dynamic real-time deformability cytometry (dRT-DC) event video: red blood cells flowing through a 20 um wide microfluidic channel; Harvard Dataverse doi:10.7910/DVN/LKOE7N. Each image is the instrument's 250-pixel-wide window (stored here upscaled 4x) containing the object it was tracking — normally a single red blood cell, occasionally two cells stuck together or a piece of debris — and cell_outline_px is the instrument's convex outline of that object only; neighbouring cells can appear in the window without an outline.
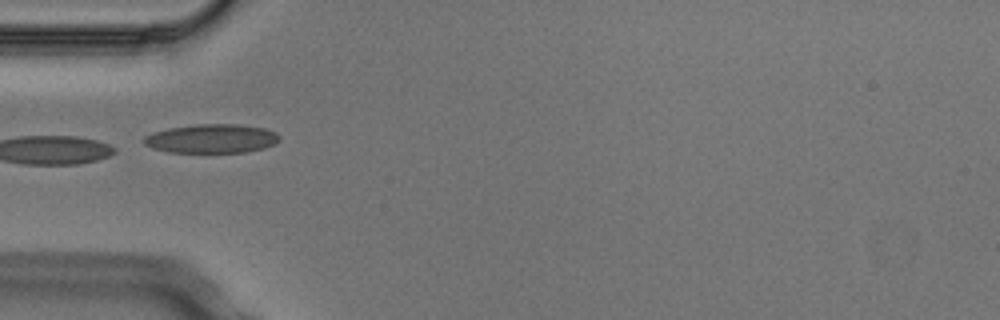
{"species": "Egyptian fruit bat (a non-hibernating species)", "species_latin": "Rousettus aegyptiacus", "temperature_condition": "cold", "stored_images_in_passage": 7, "camera_frame_rate_fps": 3000, "um_per_image_px": 0.085, "animal": {"sex": "male"}, "frame": {"image": 1, "passage_image": 4, "time_ms": 1.0, "image_size_px": [1000, 320], "cell_outline_px": [[280, 140], [276, 144], [264, 148], [248, 152], [168, 152], [152, 148], [144, 144], [140, 140], [144, 136], [152, 132], [168, 128], [196, 124], [236, 124], [264, 128], [276, 132], [280, 136]], "centroid_in_image_um": [17.97, 11.78], "position_along_channel_um": 67.0, "area_um2": 23.12}}
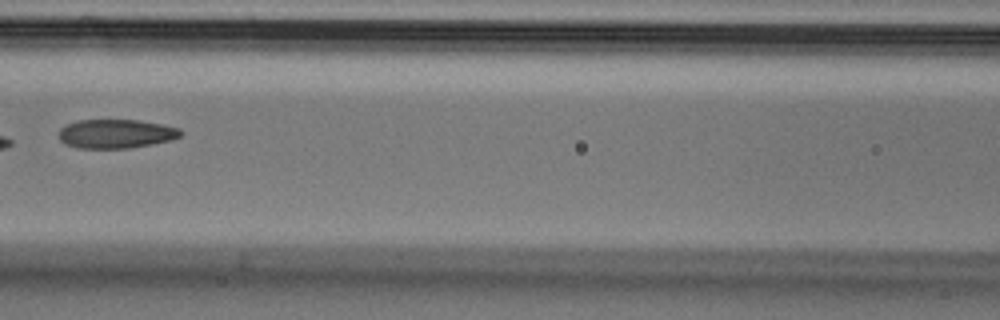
{"frame": {"image": 2, "passage_image": 6, "time_ms": 1.667, "image_size_px": [1000, 320], "cell_outline_px": [[184, 132], [180, 136], [172, 140], [152, 144], [128, 148], [80, 148], [64, 144], [60, 140], [60, 128], [76, 120], [140, 120], [180, 128]], "centroid_in_image_um": [9.88, 11.37], "position_along_channel_um": 156.7, "area_um2": 20.58}}
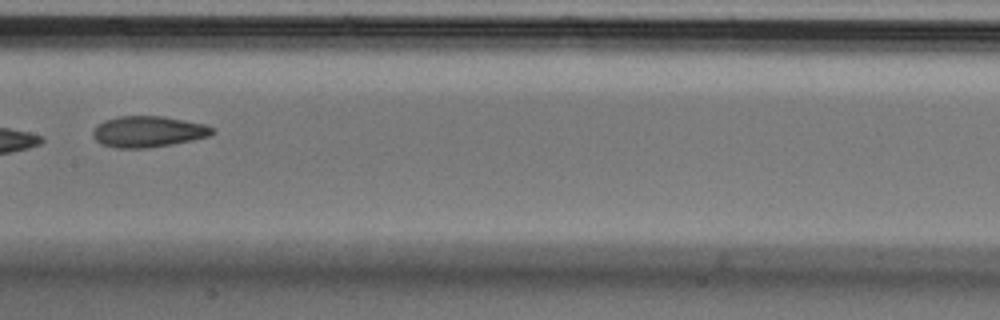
{"frame": {"image": 3, "passage_image": 7, "time_ms": 2.0, "image_size_px": [1000, 320], "cell_outline_px": [[216, 128], [208, 136], [192, 140], [172, 144], [148, 148], [116, 148], [100, 144], [92, 136], [92, 132], [104, 120], [120, 116], [164, 116], [204, 124]], "centroid_in_image_um": [12.58, 11.19], "position_along_channel_um": 194.8, "area_um2": 21.56}}